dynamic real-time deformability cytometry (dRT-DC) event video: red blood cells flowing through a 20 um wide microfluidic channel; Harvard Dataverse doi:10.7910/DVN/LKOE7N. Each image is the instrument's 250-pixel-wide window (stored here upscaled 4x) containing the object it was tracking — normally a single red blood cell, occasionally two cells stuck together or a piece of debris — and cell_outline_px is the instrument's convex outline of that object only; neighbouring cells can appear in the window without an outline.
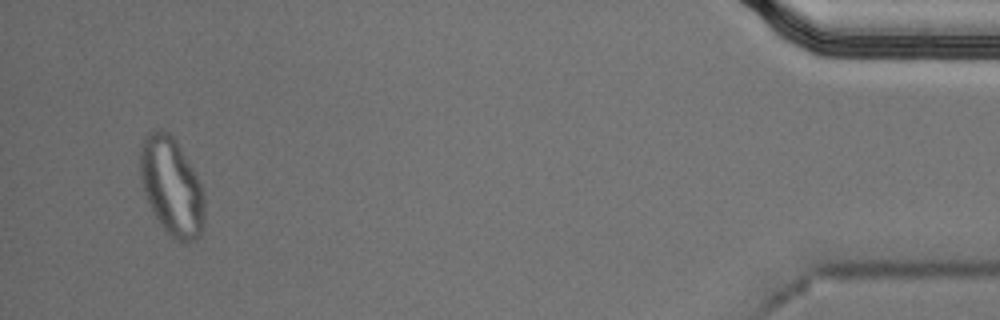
{"species": "Egyptian fruit bat (a non-hibernating species)", "species_latin": "Rousettus aegyptiacus", "temperature_condition": "cold", "stored_images_in_passage": 54, "segment_of_instrument_passage": [2, 2], "camera_frame_rate_fps": 3000, "um_per_image_px": 0.085, "animal": {"sex": "male"}, "frame": {"image": 1, "passage_image": 52, "time_ms": 17.0, "image_size_px": [1000, 320], "cell_outline_px": [[204, 228], [200, 236], [196, 240], [184, 244], [176, 240], [160, 224], [144, 192], [140, 176], [140, 148], [144, 136], [148, 132], [156, 128], [164, 128], [176, 140], [196, 172], [204, 192]], "centroid_in_image_um": [14.61, 15.83], "position_along_channel_um": 420.6, "area_um2": 37.17}}